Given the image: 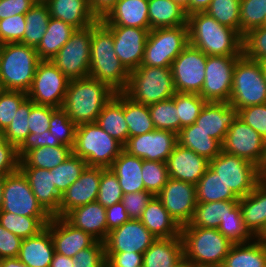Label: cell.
Wrapping results in <instances>:
<instances>
[{
    "mask_svg": "<svg viewBox=\"0 0 266 267\" xmlns=\"http://www.w3.org/2000/svg\"><path fill=\"white\" fill-rule=\"evenodd\" d=\"M189 44L207 56H242L243 37L205 12L188 15Z\"/></svg>",
    "mask_w": 266,
    "mask_h": 267,
    "instance_id": "obj_1",
    "label": "cell"
},
{
    "mask_svg": "<svg viewBox=\"0 0 266 267\" xmlns=\"http://www.w3.org/2000/svg\"><path fill=\"white\" fill-rule=\"evenodd\" d=\"M89 77L107 83L116 92H122L130 72L114 51L112 31L98 20L92 25Z\"/></svg>",
    "mask_w": 266,
    "mask_h": 267,
    "instance_id": "obj_2",
    "label": "cell"
},
{
    "mask_svg": "<svg viewBox=\"0 0 266 267\" xmlns=\"http://www.w3.org/2000/svg\"><path fill=\"white\" fill-rule=\"evenodd\" d=\"M115 93L107 83L90 77L70 80L62 109L77 126L93 123Z\"/></svg>",
    "mask_w": 266,
    "mask_h": 267,
    "instance_id": "obj_3",
    "label": "cell"
},
{
    "mask_svg": "<svg viewBox=\"0 0 266 267\" xmlns=\"http://www.w3.org/2000/svg\"><path fill=\"white\" fill-rule=\"evenodd\" d=\"M183 256L196 267H221L232 243L218 229L181 227Z\"/></svg>",
    "mask_w": 266,
    "mask_h": 267,
    "instance_id": "obj_4",
    "label": "cell"
},
{
    "mask_svg": "<svg viewBox=\"0 0 266 267\" xmlns=\"http://www.w3.org/2000/svg\"><path fill=\"white\" fill-rule=\"evenodd\" d=\"M40 61L36 48L21 43L2 44L0 84L3 90L27 93Z\"/></svg>",
    "mask_w": 266,
    "mask_h": 267,
    "instance_id": "obj_5",
    "label": "cell"
},
{
    "mask_svg": "<svg viewBox=\"0 0 266 267\" xmlns=\"http://www.w3.org/2000/svg\"><path fill=\"white\" fill-rule=\"evenodd\" d=\"M72 150L73 154L85 160L89 167L110 168L124 147L93 122L77 126Z\"/></svg>",
    "mask_w": 266,
    "mask_h": 267,
    "instance_id": "obj_6",
    "label": "cell"
},
{
    "mask_svg": "<svg viewBox=\"0 0 266 267\" xmlns=\"http://www.w3.org/2000/svg\"><path fill=\"white\" fill-rule=\"evenodd\" d=\"M135 102L146 106L171 99L176 93L171 68L140 66L130 72L122 91Z\"/></svg>",
    "mask_w": 266,
    "mask_h": 267,
    "instance_id": "obj_7",
    "label": "cell"
},
{
    "mask_svg": "<svg viewBox=\"0 0 266 267\" xmlns=\"http://www.w3.org/2000/svg\"><path fill=\"white\" fill-rule=\"evenodd\" d=\"M229 103L237 110L266 103V82L260 62L244 54L237 60Z\"/></svg>",
    "mask_w": 266,
    "mask_h": 267,
    "instance_id": "obj_8",
    "label": "cell"
},
{
    "mask_svg": "<svg viewBox=\"0 0 266 267\" xmlns=\"http://www.w3.org/2000/svg\"><path fill=\"white\" fill-rule=\"evenodd\" d=\"M188 44V26L150 30L141 66L171 68L173 61Z\"/></svg>",
    "mask_w": 266,
    "mask_h": 267,
    "instance_id": "obj_9",
    "label": "cell"
},
{
    "mask_svg": "<svg viewBox=\"0 0 266 267\" xmlns=\"http://www.w3.org/2000/svg\"><path fill=\"white\" fill-rule=\"evenodd\" d=\"M209 167L238 197H245L261 181L260 169L250 161L221 150Z\"/></svg>",
    "mask_w": 266,
    "mask_h": 267,
    "instance_id": "obj_10",
    "label": "cell"
},
{
    "mask_svg": "<svg viewBox=\"0 0 266 267\" xmlns=\"http://www.w3.org/2000/svg\"><path fill=\"white\" fill-rule=\"evenodd\" d=\"M91 37L92 25L76 29L51 60L69 80L89 77Z\"/></svg>",
    "mask_w": 266,
    "mask_h": 267,
    "instance_id": "obj_11",
    "label": "cell"
},
{
    "mask_svg": "<svg viewBox=\"0 0 266 267\" xmlns=\"http://www.w3.org/2000/svg\"><path fill=\"white\" fill-rule=\"evenodd\" d=\"M69 81L51 60H41L27 97L38 105L62 108Z\"/></svg>",
    "mask_w": 266,
    "mask_h": 267,
    "instance_id": "obj_12",
    "label": "cell"
},
{
    "mask_svg": "<svg viewBox=\"0 0 266 267\" xmlns=\"http://www.w3.org/2000/svg\"><path fill=\"white\" fill-rule=\"evenodd\" d=\"M0 212H10L27 217H51L38 203L28 179L20 169L4 176Z\"/></svg>",
    "mask_w": 266,
    "mask_h": 267,
    "instance_id": "obj_13",
    "label": "cell"
},
{
    "mask_svg": "<svg viewBox=\"0 0 266 267\" xmlns=\"http://www.w3.org/2000/svg\"><path fill=\"white\" fill-rule=\"evenodd\" d=\"M206 62L207 55L188 44L171 66L176 92L200 94L206 75Z\"/></svg>",
    "mask_w": 266,
    "mask_h": 267,
    "instance_id": "obj_14",
    "label": "cell"
},
{
    "mask_svg": "<svg viewBox=\"0 0 266 267\" xmlns=\"http://www.w3.org/2000/svg\"><path fill=\"white\" fill-rule=\"evenodd\" d=\"M241 56H207L205 80L199 94L206 102H229L233 71Z\"/></svg>",
    "mask_w": 266,
    "mask_h": 267,
    "instance_id": "obj_15",
    "label": "cell"
},
{
    "mask_svg": "<svg viewBox=\"0 0 266 267\" xmlns=\"http://www.w3.org/2000/svg\"><path fill=\"white\" fill-rule=\"evenodd\" d=\"M264 143L265 139L257 131L237 118L229 127L222 150L250 161L261 171Z\"/></svg>",
    "mask_w": 266,
    "mask_h": 267,
    "instance_id": "obj_16",
    "label": "cell"
},
{
    "mask_svg": "<svg viewBox=\"0 0 266 267\" xmlns=\"http://www.w3.org/2000/svg\"><path fill=\"white\" fill-rule=\"evenodd\" d=\"M156 196L180 227L190 223L197 205L194 184L169 178Z\"/></svg>",
    "mask_w": 266,
    "mask_h": 267,
    "instance_id": "obj_17",
    "label": "cell"
},
{
    "mask_svg": "<svg viewBox=\"0 0 266 267\" xmlns=\"http://www.w3.org/2000/svg\"><path fill=\"white\" fill-rule=\"evenodd\" d=\"M177 144L176 133L155 129L145 134L129 137L123 147L128 154L143 160L167 162Z\"/></svg>",
    "mask_w": 266,
    "mask_h": 267,
    "instance_id": "obj_18",
    "label": "cell"
},
{
    "mask_svg": "<svg viewBox=\"0 0 266 267\" xmlns=\"http://www.w3.org/2000/svg\"><path fill=\"white\" fill-rule=\"evenodd\" d=\"M156 239L140 220L130 219L109 232L104 241L105 253L136 252L143 254Z\"/></svg>",
    "mask_w": 266,
    "mask_h": 267,
    "instance_id": "obj_19",
    "label": "cell"
},
{
    "mask_svg": "<svg viewBox=\"0 0 266 267\" xmlns=\"http://www.w3.org/2000/svg\"><path fill=\"white\" fill-rule=\"evenodd\" d=\"M107 27L112 31L114 51L124 67L129 72L140 67L150 29L127 26Z\"/></svg>",
    "mask_w": 266,
    "mask_h": 267,
    "instance_id": "obj_20",
    "label": "cell"
},
{
    "mask_svg": "<svg viewBox=\"0 0 266 267\" xmlns=\"http://www.w3.org/2000/svg\"><path fill=\"white\" fill-rule=\"evenodd\" d=\"M105 168L89 167L81 173L69 188L61 194L59 217H64L72 209L96 202L99 191L101 172Z\"/></svg>",
    "mask_w": 266,
    "mask_h": 267,
    "instance_id": "obj_21",
    "label": "cell"
},
{
    "mask_svg": "<svg viewBox=\"0 0 266 267\" xmlns=\"http://www.w3.org/2000/svg\"><path fill=\"white\" fill-rule=\"evenodd\" d=\"M46 228L51 232L55 252L73 258L80 250L92 246L97 239L71 225L64 217L54 216Z\"/></svg>",
    "mask_w": 266,
    "mask_h": 267,
    "instance_id": "obj_22",
    "label": "cell"
},
{
    "mask_svg": "<svg viewBox=\"0 0 266 267\" xmlns=\"http://www.w3.org/2000/svg\"><path fill=\"white\" fill-rule=\"evenodd\" d=\"M169 178L196 185L209 167V160L177 144L167 160Z\"/></svg>",
    "mask_w": 266,
    "mask_h": 267,
    "instance_id": "obj_23",
    "label": "cell"
},
{
    "mask_svg": "<svg viewBox=\"0 0 266 267\" xmlns=\"http://www.w3.org/2000/svg\"><path fill=\"white\" fill-rule=\"evenodd\" d=\"M237 118L238 110L229 102H206L195 123L222 145Z\"/></svg>",
    "mask_w": 266,
    "mask_h": 267,
    "instance_id": "obj_24",
    "label": "cell"
},
{
    "mask_svg": "<svg viewBox=\"0 0 266 267\" xmlns=\"http://www.w3.org/2000/svg\"><path fill=\"white\" fill-rule=\"evenodd\" d=\"M19 169L28 179L38 203L51 217H59L61 194L54 184L53 173L48 169L35 167H19Z\"/></svg>",
    "mask_w": 266,
    "mask_h": 267,
    "instance_id": "obj_25",
    "label": "cell"
},
{
    "mask_svg": "<svg viewBox=\"0 0 266 267\" xmlns=\"http://www.w3.org/2000/svg\"><path fill=\"white\" fill-rule=\"evenodd\" d=\"M64 218L74 227L91 234L104 242L109 234L106 221V207L92 202L69 211Z\"/></svg>",
    "mask_w": 266,
    "mask_h": 267,
    "instance_id": "obj_26",
    "label": "cell"
},
{
    "mask_svg": "<svg viewBox=\"0 0 266 267\" xmlns=\"http://www.w3.org/2000/svg\"><path fill=\"white\" fill-rule=\"evenodd\" d=\"M101 21L106 26L149 29L148 0H118Z\"/></svg>",
    "mask_w": 266,
    "mask_h": 267,
    "instance_id": "obj_27",
    "label": "cell"
},
{
    "mask_svg": "<svg viewBox=\"0 0 266 267\" xmlns=\"http://www.w3.org/2000/svg\"><path fill=\"white\" fill-rule=\"evenodd\" d=\"M50 17L62 20L75 29H83L98 21L89 0H46Z\"/></svg>",
    "mask_w": 266,
    "mask_h": 267,
    "instance_id": "obj_28",
    "label": "cell"
},
{
    "mask_svg": "<svg viewBox=\"0 0 266 267\" xmlns=\"http://www.w3.org/2000/svg\"><path fill=\"white\" fill-rule=\"evenodd\" d=\"M239 204L246 227L259 238L266 230V185L260 181L252 192L239 198Z\"/></svg>",
    "mask_w": 266,
    "mask_h": 267,
    "instance_id": "obj_29",
    "label": "cell"
},
{
    "mask_svg": "<svg viewBox=\"0 0 266 267\" xmlns=\"http://www.w3.org/2000/svg\"><path fill=\"white\" fill-rule=\"evenodd\" d=\"M54 252L51 232L45 228L36 236L22 239L18 259L29 267H50Z\"/></svg>",
    "mask_w": 266,
    "mask_h": 267,
    "instance_id": "obj_30",
    "label": "cell"
},
{
    "mask_svg": "<svg viewBox=\"0 0 266 267\" xmlns=\"http://www.w3.org/2000/svg\"><path fill=\"white\" fill-rule=\"evenodd\" d=\"M140 221L156 238H172L181 234V227L156 195L150 199Z\"/></svg>",
    "mask_w": 266,
    "mask_h": 267,
    "instance_id": "obj_31",
    "label": "cell"
},
{
    "mask_svg": "<svg viewBox=\"0 0 266 267\" xmlns=\"http://www.w3.org/2000/svg\"><path fill=\"white\" fill-rule=\"evenodd\" d=\"M96 123L123 146L129 138L124 118V93L116 92L98 115Z\"/></svg>",
    "mask_w": 266,
    "mask_h": 267,
    "instance_id": "obj_32",
    "label": "cell"
},
{
    "mask_svg": "<svg viewBox=\"0 0 266 267\" xmlns=\"http://www.w3.org/2000/svg\"><path fill=\"white\" fill-rule=\"evenodd\" d=\"M143 159L123 150L113 161L110 169L117 176L123 194L145 190L142 180Z\"/></svg>",
    "mask_w": 266,
    "mask_h": 267,
    "instance_id": "obj_33",
    "label": "cell"
},
{
    "mask_svg": "<svg viewBox=\"0 0 266 267\" xmlns=\"http://www.w3.org/2000/svg\"><path fill=\"white\" fill-rule=\"evenodd\" d=\"M149 29L188 26L185 9L173 0H148Z\"/></svg>",
    "mask_w": 266,
    "mask_h": 267,
    "instance_id": "obj_34",
    "label": "cell"
},
{
    "mask_svg": "<svg viewBox=\"0 0 266 267\" xmlns=\"http://www.w3.org/2000/svg\"><path fill=\"white\" fill-rule=\"evenodd\" d=\"M182 257L181 236L157 238L143 253V267H171Z\"/></svg>",
    "mask_w": 266,
    "mask_h": 267,
    "instance_id": "obj_35",
    "label": "cell"
},
{
    "mask_svg": "<svg viewBox=\"0 0 266 267\" xmlns=\"http://www.w3.org/2000/svg\"><path fill=\"white\" fill-rule=\"evenodd\" d=\"M177 141L180 146L191 149L209 161L222 150V145L200 129L196 123L183 127L177 134Z\"/></svg>",
    "mask_w": 266,
    "mask_h": 267,
    "instance_id": "obj_36",
    "label": "cell"
},
{
    "mask_svg": "<svg viewBox=\"0 0 266 267\" xmlns=\"http://www.w3.org/2000/svg\"><path fill=\"white\" fill-rule=\"evenodd\" d=\"M256 239L253 243L232 244L221 267H266V244Z\"/></svg>",
    "mask_w": 266,
    "mask_h": 267,
    "instance_id": "obj_37",
    "label": "cell"
},
{
    "mask_svg": "<svg viewBox=\"0 0 266 267\" xmlns=\"http://www.w3.org/2000/svg\"><path fill=\"white\" fill-rule=\"evenodd\" d=\"M76 29L62 20L50 17L47 30L36 48L41 60H52L59 50L68 42Z\"/></svg>",
    "mask_w": 266,
    "mask_h": 267,
    "instance_id": "obj_38",
    "label": "cell"
},
{
    "mask_svg": "<svg viewBox=\"0 0 266 267\" xmlns=\"http://www.w3.org/2000/svg\"><path fill=\"white\" fill-rule=\"evenodd\" d=\"M72 153V148L66 145L39 147L28 150L20 158L19 167H35L50 170L64 162Z\"/></svg>",
    "mask_w": 266,
    "mask_h": 267,
    "instance_id": "obj_39",
    "label": "cell"
},
{
    "mask_svg": "<svg viewBox=\"0 0 266 267\" xmlns=\"http://www.w3.org/2000/svg\"><path fill=\"white\" fill-rule=\"evenodd\" d=\"M239 200L197 202L192 220L183 227H203L217 229L220 221L230 212Z\"/></svg>",
    "mask_w": 266,
    "mask_h": 267,
    "instance_id": "obj_40",
    "label": "cell"
},
{
    "mask_svg": "<svg viewBox=\"0 0 266 267\" xmlns=\"http://www.w3.org/2000/svg\"><path fill=\"white\" fill-rule=\"evenodd\" d=\"M197 202L239 200L233 191L225 185L219 175L210 167L195 185Z\"/></svg>",
    "mask_w": 266,
    "mask_h": 267,
    "instance_id": "obj_41",
    "label": "cell"
},
{
    "mask_svg": "<svg viewBox=\"0 0 266 267\" xmlns=\"http://www.w3.org/2000/svg\"><path fill=\"white\" fill-rule=\"evenodd\" d=\"M26 29L21 44L37 48L50 20L49 8L45 2H37L26 14Z\"/></svg>",
    "mask_w": 266,
    "mask_h": 267,
    "instance_id": "obj_42",
    "label": "cell"
},
{
    "mask_svg": "<svg viewBox=\"0 0 266 267\" xmlns=\"http://www.w3.org/2000/svg\"><path fill=\"white\" fill-rule=\"evenodd\" d=\"M52 217H27L0 212V224L21 239L33 237L46 228Z\"/></svg>",
    "mask_w": 266,
    "mask_h": 267,
    "instance_id": "obj_43",
    "label": "cell"
},
{
    "mask_svg": "<svg viewBox=\"0 0 266 267\" xmlns=\"http://www.w3.org/2000/svg\"><path fill=\"white\" fill-rule=\"evenodd\" d=\"M124 118L128 125L129 137L155 130L148 106L135 102L124 94Z\"/></svg>",
    "mask_w": 266,
    "mask_h": 267,
    "instance_id": "obj_44",
    "label": "cell"
},
{
    "mask_svg": "<svg viewBox=\"0 0 266 267\" xmlns=\"http://www.w3.org/2000/svg\"><path fill=\"white\" fill-rule=\"evenodd\" d=\"M217 229L232 244L247 243L256 238L244 223L239 203L220 221Z\"/></svg>",
    "mask_w": 266,
    "mask_h": 267,
    "instance_id": "obj_45",
    "label": "cell"
},
{
    "mask_svg": "<svg viewBox=\"0 0 266 267\" xmlns=\"http://www.w3.org/2000/svg\"><path fill=\"white\" fill-rule=\"evenodd\" d=\"M86 167V161L72 153L64 162L50 169L57 191L60 194L64 193L71 184L79 179Z\"/></svg>",
    "mask_w": 266,
    "mask_h": 267,
    "instance_id": "obj_46",
    "label": "cell"
},
{
    "mask_svg": "<svg viewBox=\"0 0 266 267\" xmlns=\"http://www.w3.org/2000/svg\"><path fill=\"white\" fill-rule=\"evenodd\" d=\"M148 109L155 129L171 131L178 134L180 131V119L172 98L149 105Z\"/></svg>",
    "mask_w": 266,
    "mask_h": 267,
    "instance_id": "obj_47",
    "label": "cell"
},
{
    "mask_svg": "<svg viewBox=\"0 0 266 267\" xmlns=\"http://www.w3.org/2000/svg\"><path fill=\"white\" fill-rule=\"evenodd\" d=\"M172 99L175 102L180 119V130L196 122V119L206 103L199 94L195 93L176 92Z\"/></svg>",
    "mask_w": 266,
    "mask_h": 267,
    "instance_id": "obj_48",
    "label": "cell"
},
{
    "mask_svg": "<svg viewBox=\"0 0 266 267\" xmlns=\"http://www.w3.org/2000/svg\"><path fill=\"white\" fill-rule=\"evenodd\" d=\"M266 22V0H240V35Z\"/></svg>",
    "mask_w": 266,
    "mask_h": 267,
    "instance_id": "obj_49",
    "label": "cell"
},
{
    "mask_svg": "<svg viewBox=\"0 0 266 267\" xmlns=\"http://www.w3.org/2000/svg\"><path fill=\"white\" fill-rule=\"evenodd\" d=\"M205 13L240 34V0H212Z\"/></svg>",
    "mask_w": 266,
    "mask_h": 267,
    "instance_id": "obj_50",
    "label": "cell"
},
{
    "mask_svg": "<svg viewBox=\"0 0 266 267\" xmlns=\"http://www.w3.org/2000/svg\"><path fill=\"white\" fill-rule=\"evenodd\" d=\"M30 115V99L27 98L17 109L10 125L4 130L6 140L18 148L30 133L28 117Z\"/></svg>",
    "mask_w": 266,
    "mask_h": 267,
    "instance_id": "obj_51",
    "label": "cell"
},
{
    "mask_svg": "<svg viewBox=\"0 0 266 267\" xmlns=\"http://www.w3.org/2000/svg\"><path fill=\"white\" fill-rule=\"evenodd\" d=\"M49 132L63 145L73 149L77 125L69 118L62 108H57L51 114Z\"/></svg>",
    "mask_w": 266,
    "mask_h": 267,
    "instance_id": "obj_52",
    "label": "cell"
},
{
    "mask_svg": "<svg viewBox=\"0 0 266 267\" xmlns=\"http://www.w3.org/2000/svg\"><path fill=\"white\" fill-rule=\"evenodd\" d=\"M169 179L167 163L158 161L142 162V180L145 190L157 195Z\"/></svg>",
    "mask_w": 266,
    "mask_h": 267,
    "instance_id": "obj_53",
    "label": "cell"
},
{
    "mask_svg": "<svg viewBox=\"0 0 266 267\" xmlns=\"http://www.w3.org/2000/svg\"><path fill=\"white\" fill-rule=\"evenodd\" d=\"M123 192L119 185L117 176L110 168H105L101 172L100 184L97 202L103 207H110L116 203L121 202Z\"/></svg>",
    "mask_w": 266,
    "mask_h": 267,
    "instance_id": "obj_54",
    "label": "cell"
},
{
    "mask_svg": "<svg viewBox=\"0 0 266 267\" xmlns=\"http://www.w3.org/2000/svg\"><path fill=\"white\" fill-rule=\"evenodd\" d=\"M243 54L254 61H266V26L254 28L243 36Z\"/></svg>",
    "mask_w": 266,
    "mask_h": 267,
    "instance_id": "obj_55",
    "label": "cell"
},
{
    "mask_svg": "<svg viewBox=\"0 0 266 267\" xmlns=\"http://www.w3.org/2000/svg\"><path fill=\"white\" fill-rule=\"evenodd\" d=\"M27 98L23 91L3 90L0 93V130L4 131L10 125L17 109Z\"/></svg>",
    "mask_w": 266,
    "mask_h": 267,
    "instance_id": "obj_56",
    "label": "cell"
},
{
    "mask_svg": "<svg viewBox=\"0 0 266 267\" xmlns=\"http://www.w3.org/2000/svg\"><path fill=\"white\" fill-rule=\"evenodd\" d=\"M25 29L26 20L24 14L1 19L0 44L20 43L24 37Z\"/></svg>",
    "mask_w": 266,
    "mask_h": 267,
    "instance_id": "obj_57",
    "label": "cell"
},
{
    "mask_svg": "<svg viewBox=\"0 0 266 267\" xmlns=\"http://www.w3.org/2000/svg\"><path fill=\"white\" fill-rule=\"evenodd\" d=\"M105 244L97 240L92 246L80 250L73 257V267H106Z\"/></svg>",
    "mask_w": 266,
    "mask_h": 267,
    "instance_id": "obj_58",
    "label": "cell"
},
{
    "mask_svg": "<svg viewBox=\"0 0 266 267\" xmlns=\"http://www.w3.org/2000/svg\"><path fill=\"white\" fill-rule=\"evenodd\" d=\"M57 108L35 104L30 99V115L28 117V127L30 133H37V135L49 130V122L51 120V114Z\"/></svg>",
    "mask_w": 266,
    "mask_h": 267,
    "instance_id": "obj_59",
    "label": "cell"
},
{
    "mask_svg": "<svg viewBox=\"0 0 266 267\" xmlns=\"http://www.w3.org/2000/svg\"><path fill=\"white\" fill-rule=\"evenodd\" d=\"M238 118L266 138V103L238 110Z\"/></svg>",
    "mask_w": 266,
    "mask_h": 267,
    "instance_id": "obj_60",
    "label": "cell"
},
{
    "mask_svg": "<svg viewBox=\"0 0 266 267\" xmlns=\"http://www.w3.org/2000/svg\"><path fill=\"white\" fill-rule=\"evenodd\" d=\"M153 196L146 190L127 193L123 194L121 203L124 205L130 219L140 220L143 211Z\"/></svg>",
    "mask_w": 266,
    "mask_h": 267,
    "instance_id": "obj_61",
    "label": "cell"
},
{
    "mask_svg": "<svg viewBox=\"0 0 266 267\" xmlns=\"http://www.w3.org/2000/svg\"><path fill=\"white\" fill-rule=\"evenodd\" d=\"M63 145L58 139L54 138L49 130L37 135V133H29L23 143L17 148V154L21 158L28 150H33L43 146Z\"/></svg>",
    "mask_w": 266,
    "mask_h": 267,
    "instance_id": "obj_62",
    "label": "cell"
},
{
    "mask_svg": "<svg viewBox=\"0 0 266 267\" xmlns=\"http://www.w3.org/2000/svg\"><path fill=\"white\" fill-rule=\"evenodd\" d=\"M20 158L17 148L6 141L0 146V176H6L19 169Z\"/></svg>",
    "mask_w": 266,
    "mask_h": 267,
    "instance_id": "obj_63",
    "label": "cell"
},
{
    "mask_svg": "<svg viewBox=\"0 0 266 267\" xmlns=\"http://www.w3.org/2000/svg\"><path fill=\"white\" fill-rule=\"evenodd\" d=\"M106 267H143V254L136 252L105 253Z\"/></svg>",
    "mask_w": 266,
    "mask_h": 267,
    "instance_id": "obj_64",
    "label": "cell"
},
{
    "mask_svg": "<svg viewBox=\"0 0 266 267\" xmlns=\"http://www.w3.org/2000/svg\"><path fill=\"white\" fill-rule=\"evenodd\" d=\"M22 239L0 224V259L18 257Z\"/></svg>",
    "mask_w": 266,
    "mask_h": 267,
    "instance_id": "obj_65",
    "label": "cell"
},
{
    "mask_svg": "<svg viewBox=\"0 0 266 267\" xmlns=\"http://www.w3.org/2000/svg\"><path fill=\"white\" fill-rule=\"evenodd\" d=\"M36 3V0H0V20L25 15Z\"/></svg>",
    "mask_w": 266,
    "mask_h": 267,
    "instance_id": "obj_66",
    "label": "cell"
},
{
    "mask_svg": "<svg viewBox=\"0 0 266 267\" xmlns=\"http://www.w3.org/2000/svg\"><path fill=\"white\" fill-rule=\"evenodd\" d=\"M130 220L124 205L119 202L110 207H106L107 229L111 230L120 227Z\"/></svg>",
    "mask_w": 266,
    "mask_h": 267,
    "instance_id": "obj_67",
    "label": "cell"
},
{
    "mask_svg": "<svg viewBox=\"0 0 266 267\" xmlns=\"http://www.w3.org/2000/svg\"><path fill=\"white\" fill-rule=\"evenodd\" d=\"M118 0H89L91 11L98 20L103 19Z\"/></svg>",
    "mask_w": 266,
    "mask_h": 267,
    "instance_id": "obj_68",
    "label": "cell"
},
{
    "mask_svg": "<svg viewBox=\"0 0 266 267\" xmlns=\"http://www.w3.org/2000/svg\"><path fill=\"white\" fill-rule=\"evenodd\" d=\"M211 1L212 0H190L189 5L185 8L187 16L197 12H205Z\"/></svg>",
    "mask_w": 266,
    "mask_h": 267,
    "instance_id": "obj_69",
    "label": "cell"
},
{
    "mask_svg": "<svg viewBox=\"0 0 266 267\" xmlns=\"http://www.w3.org/2000/svg\"><path fill=\"white\" fill-rule=\"evenodd\" d=\"M73 258L54 252L50 267H73Z\"/></svg>",
    "mask_w": 266,
    "mask_h": 267,
    "instance_id": "obj_70",
    "label": "cell"
},
{
    "mask_svg": "<svg viewBox=\"0 0 266 267\" xmlns=\"http://www.w3.org/2000/svg\"><path fill=\"white\" fill-rule=\"evenodd\" d=\"M0 267H29V266L20 261L18 257H11V258L0 259Z\"/></svg>",
    "mask_w": 266,
    "mask_h": 267,
    "instance_id": "obj_71",
    "label": "cell"
},
{
    "mask_svg": "<svg viewBox=\"0 0 266 267\" xmlns=\"http://www.w3.org/2000/svg\"><path fill=\"white\" fill-rule=\"evenodd\" d=\"M171 267H196L184 256Z\"/></svg>",
    "mask_w": 266,
    "mask_h": 267,
    "instance_id": "obj_72",
    "label": "cell"
},
{
    "mask_svg": "<svg viewBox=\"0 0 266 267\" xmlns=\"http://www.w3.org/2000/svg\"><path fill=\"white\" fill-rule=\"evenodd\" d=\"M3 187H4V176H0V211H1V207H2Z\"/></svg>",
    "mask_w": 266,
    "mask_h": 267,
    "instance_id": "obj_73",
    "label": "cell"
},
{
    "mask_svg": "<svg viewBox=\"0 0 266 267\" xmlns=\"http://www.w3.org/2000/svg\"><path fill=\"white\" fill-rule=\"evenodd\" d=\"M174 2L179 3L184 9L189 5L190 0H173Z\"/></svg>",
    "mask_w": 266,
    "mask_h": 267,
    "instance_id": "obj_74",
    "label": "cell"
},
{
    "mask_svg": "<svg viewBox=\"0 0 266 267\" xmlns=\"http://www.w3.org/2000/svg\"><path fill=\"white\" fill-rule=\"evenodd\" d=\"M261 181L266 185V166L260 171Z\"/></svg>",
    "mask_w": 266,
    "mask_h": 267,
    "instance_id": "obj_75",
    "label": "cell"
},
{
    "mask_svg": "<svg viewBox=\"0 0 266 267\" xmlns=\"http://www.w3.org/2000/svg\"><path fill=\"white\" fill-rule=\"evenodd\" d=\"M266 166V138L264 143V154L262 157V169Z\"/></svg>",
    "mask_w": 266,
    "mask_h": 267,
    "instance_id": "obj_76",
    "label": "cell"
},
{
    "mask_svg": "<svg viewBox=\"0 0 266 267\" xmlns=\"http://www.w3.org/2000/svg\"><path fill=\"white\" fill-rule=\"evenodd\" d=\"M6 137L4 131L0 130V146H2L6 142Z\"/></svg>",
    "mask_w": 266,
    "mask_h": 267,
    "instance_id": "obj_77",
    "label": "cell"
},
{
    "mask_svg": "<svg viewBox=\"0 0 266 267\" xmlns=\"http://www.w3.org/2000/svg\"><path fill=\"white\" fill-rule=\"evenodd\" d=\"M261 67H262V70H263V73H264V77H265V82H266V61H263L261 63Z\"/></svg>",
    "mask_w": 266,
    "mask_h": 267,
    "instance_id": "obj_78",
    "label": "cell"
},
{
    "mask_svg": "<svg viewBox=\"0 0 266 267\" xmlns=\"http://www.w3.org/2000/svg\"><path fill=\"white\" fill-rule=\"evenodd\" d=\"M259 239L266 244V230L263 232V234L259 237Z\"/></svg>",
    "mask_w": 266,
    "mask_h": 267,
    "instance_id": "obj_79",
    "label": "cell"
},
{
    "mask_svg": "<svg viewBox=\"0 0 266 267\" xmlns=\"http://www.w3.org/2000/svg\"><path fill=\"white\" fill-rule=\"evenodd\" d=\"M46 0H36V2H45Z\"/></svg>",
    "mask_w": 266,
    "mask_h": 267,
    "instance_id": "obj_80",
    "label": "cell"
}]
</instances>
